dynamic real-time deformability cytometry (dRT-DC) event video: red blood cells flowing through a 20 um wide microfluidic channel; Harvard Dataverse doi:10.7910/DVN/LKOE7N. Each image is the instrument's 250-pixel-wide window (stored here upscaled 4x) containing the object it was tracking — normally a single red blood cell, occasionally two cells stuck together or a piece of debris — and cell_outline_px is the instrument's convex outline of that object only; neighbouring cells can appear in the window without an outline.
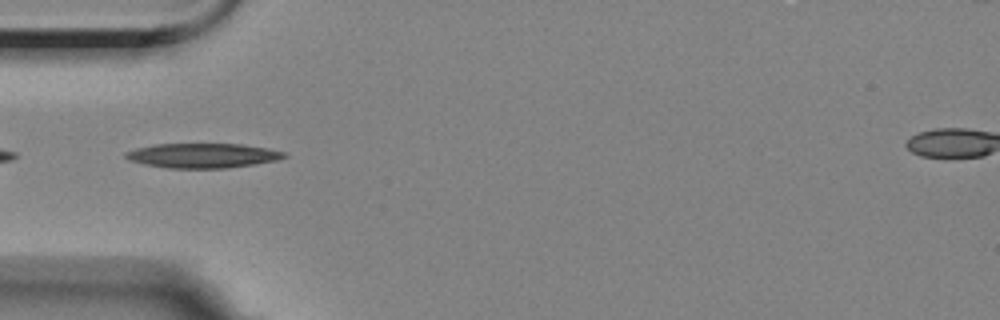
{"species": "Egyptian fruit bat (a non-hibernating species)", "species_latin": "Rousettus aegyptiacus", "temperature_condition": "room temperature", "stored_images_in_passage": 4, "camera_frame_rate_fps": 3000, "um_per_image_px": 0.085, "animal": {"sex": "female"}, "frame": {"image": 1, "passage_image": 2, "time_ms": 0.333, "image_size_px": [1000, 320], "cell_outline_px": [[288, 156], [276, 160], [252, 164], [224, 168], [168, 168], [144, 164], [132, 160], [124, 156], [124, 152], [136, 148], [156, 144], [240, 144], [268, 148], [284, 152]], "centroid_in_image_um": [17.21, 13.22], "position_along_channel_um": 67.8, "area_um2": 22.48}}